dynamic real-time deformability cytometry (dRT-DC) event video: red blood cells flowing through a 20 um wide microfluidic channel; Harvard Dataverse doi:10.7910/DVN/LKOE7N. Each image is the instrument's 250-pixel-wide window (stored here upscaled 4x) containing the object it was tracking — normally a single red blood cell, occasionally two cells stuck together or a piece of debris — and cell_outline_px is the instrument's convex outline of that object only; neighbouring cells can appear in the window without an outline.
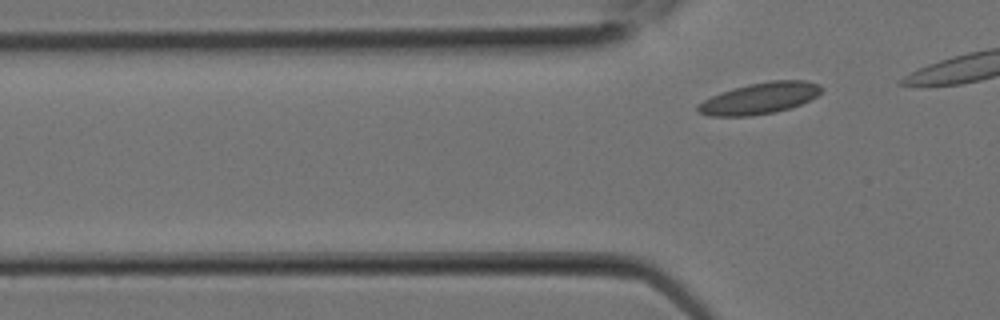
{"species": "Egyptian fruit bat (a non-hibernating species)", "species_latin": "Rousettus aegyptiacus", "temperature_condition": "room temperature", "stored_images_in_passage": 4, "segment_of_instrument_passage": [2, 2], "camera_frame_rate_fps": 3000, "um_per_image_px": 0.085, "animal": {"sex": "female"}, "frame": {"image": 1, "passage_image": 4, "time_ms": 1.0, "image_size_px": [1000, 320], "cell_outline_px": [[824, 88], [816, 96], [800, 104], [776, 112], [752, 116], [708, 116], [696, 112], [696, 104], [720, 92], [748, 84], [772, 80], [804, 80], [820, 84]], "centroid_in_image_um": [64.54, 8.36], "position_along_channel_um": 61.3, "area_um2": 22.66}}